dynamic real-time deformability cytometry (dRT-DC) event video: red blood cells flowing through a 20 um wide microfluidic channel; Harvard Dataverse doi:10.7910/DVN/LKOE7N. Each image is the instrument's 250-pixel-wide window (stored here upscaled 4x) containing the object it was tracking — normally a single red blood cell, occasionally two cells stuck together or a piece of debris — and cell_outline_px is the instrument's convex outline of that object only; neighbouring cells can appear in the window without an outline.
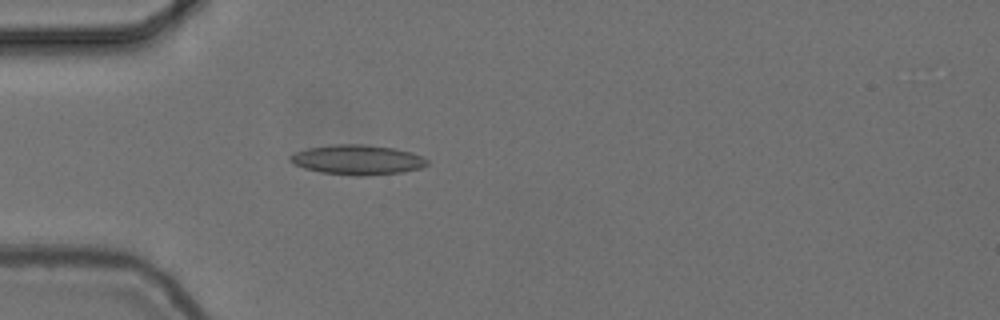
{"species": "common noctule bat (a hibernating species)", "species_latin": "Nyctalus noctula", "temperature_condition": "cold", "stored_images_in_passage": 42, "camera_frame_rate_fps": 3000, "um_per_image_px": 0.085, "animal": {"sex": "female", "body_mass_g": 24.6, "forearm_length_mm": 56.2}, "frame": {"image": 1, "passage_image": 6, "time_ms": 1.667, "image_size_px": [1000, 320], "cell_outline_px": [[428, 164], [420, 168], [400, 172], [360, 176], [356, 176], [320, 172], [304, 168], [288, 160], [288, 156], [296, 152], [308, 148], [336, 144], [364, 144], [392, 148], [412, 152], [424, 156], [428, 160]], "centroid_in_image_um": [30.39, 13.58], "position_along_channel_um": 54.6, "area_um2": 23.7}}
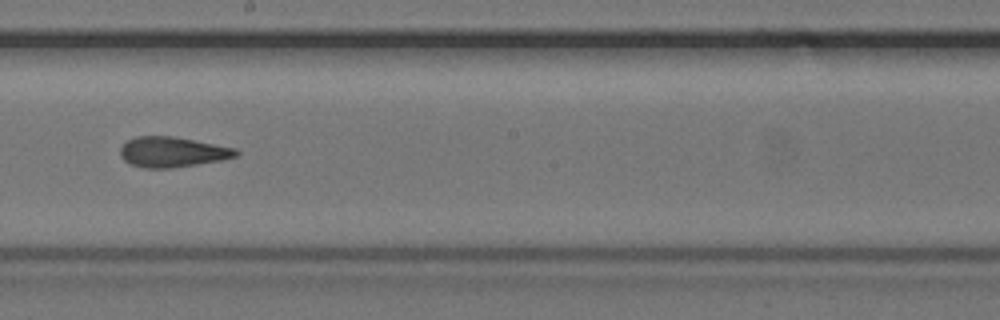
{"frame": {"image": 2, "passage_image": 21, "time_ms": 6.667, "image_size_px": [1000, 320], "cell_outline_px": [[240, 152], [236, 156], [220, 160], [172, 168], [144, 168], [128, 164], [120, 156], [120, 148], [128, 140], [136, 136], [172, 136], [236, 148]], "centroid_in_image_um": [14.62, 12.92], "position_along_channel_um": 233.6, "area_um2": 20.35}}
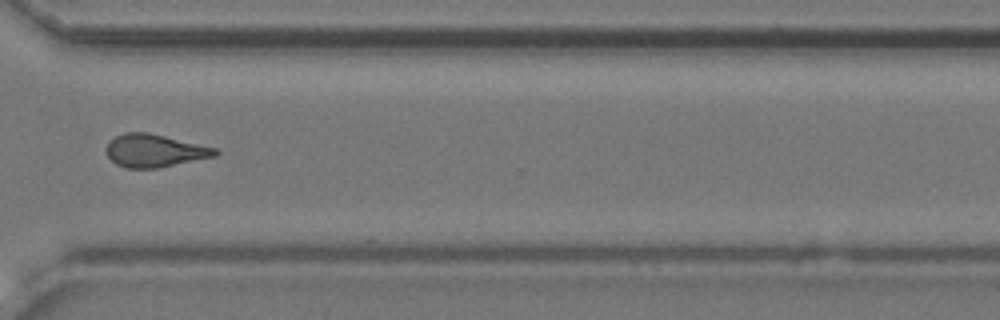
{"frame": {"image": 3, "passage_image": 31, "time_ms": 10.0, "image_size_px": [1000, 320], "cell_outline_px": [[220, 152], [216, 156], [156, 168], [124, 168], [116, 164], [108, 156], [108, 140], [124, 132], [148, 132], [216, 148]], "centroid_in_image_um": [13.13, 12.8], "position_along_channel_um": 357.5, "area_um2": 20.63}, "authors_computed_cell_mechanics": {"area_um2": 20.8658, "velocity_mm_per_s": 3.7252, "shape_relaxation_time_tau1_ms": 7.6981, "shape_relaxation_time_tau2_ms": 2.396, "deformation_change_tau1": 0.1807, "deformation_change_tau2": 0.1095}}